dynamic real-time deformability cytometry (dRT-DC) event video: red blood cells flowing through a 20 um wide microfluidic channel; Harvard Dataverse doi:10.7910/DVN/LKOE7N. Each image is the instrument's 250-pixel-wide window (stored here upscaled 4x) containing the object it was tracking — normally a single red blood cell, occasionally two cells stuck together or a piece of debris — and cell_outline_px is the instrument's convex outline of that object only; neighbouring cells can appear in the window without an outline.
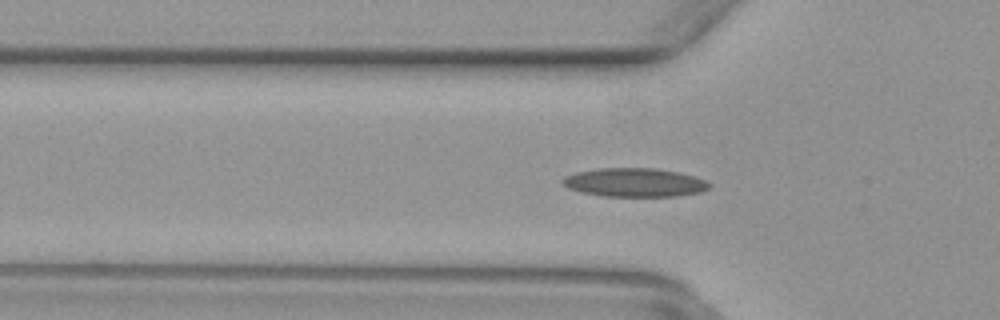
{"species": "common noctule bat (a hibernating species)", "species_latin": "Nyctalus noctula", "temperature_condition": "warm", "stored_images_in_passage": 45, "camera_frame_rate_fps": 3000, "um_per_image_px": 0.085, "animal": {"sex": "female", "body_mass_g": 29.2, "forearm_length_mm": 56.3}, "frame": {"image": 1, "passage_image": 11, "time_ms": 3.333, "image_size_px": [1000, 320], "cell_outline_px": [[712, 184], [708, 188], [700, 192], [676, 196], [604, 196], [580, 192], [568, 188], [560, 184], [560, 180], [564, 176], [576, 172], [600, 168], [656, 168], [680, 172], [696, 176]], "centroid_in_image_um": [53.91, 15.5], "position_along_channel_um": 71.9, "area_um2": 24.74}}
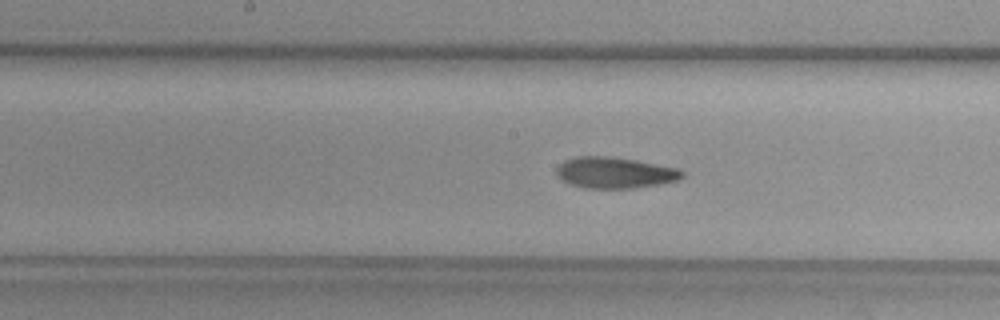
{"frame": {"image": 2, "passage_image": 20, "time_ms": 6.333, "image_size_px": [1000, 320], "cell_outline_px": [[684, 176], [680, 180], [660, 184], [632, 188], [584, 188], [560, 180], [556, 176], [556, 168], [564, 160], [576, 156], [608, 156], [636, 160], [680, 168], [684, 172]], "centroid_in_image_um": [52.27, 14.67], "position_along_channel_um": 195.9, "area_um2": 23.06}}
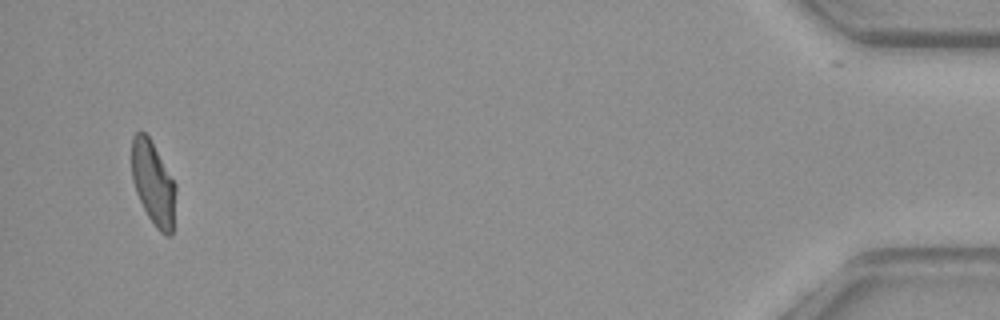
{"frame": {"image": 3, "passage_image": 43, "time_ms": 14.0, "image_size_px": [1000, 320], "cell_outline_px": [[176, 192], [172, 236], [164, 236], [156, 228], [148, 216], [136, 192], [132, 180], [132, 136], [140, 128], [148, 136], [176, 184]], "centroid_in_image_um": [13.03, 15.59], "position_along_channel_um": 422.2, "area_um2": 21.5}}